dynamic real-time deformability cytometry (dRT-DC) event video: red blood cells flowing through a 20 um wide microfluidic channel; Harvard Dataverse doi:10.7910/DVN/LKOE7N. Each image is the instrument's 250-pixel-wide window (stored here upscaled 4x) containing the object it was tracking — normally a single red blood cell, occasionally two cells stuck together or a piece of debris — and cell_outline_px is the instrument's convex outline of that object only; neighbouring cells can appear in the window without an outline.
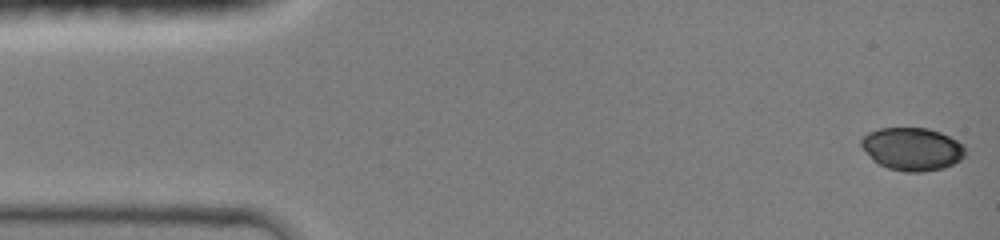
{"species": "common noctule bat (a hibernating species)", "species_latin": "Nyctalus noctula", "temperature_condition": "room temperature", "stored_images_in_passage": 23, "camera_frame_rate_fps": 3000, "um_per_image_px": 0.085, "animal": {"sex": "female", "body_mass_g": 19.0, "forearm_length_mm": 51.5}, "frame": {"image": 1, "passage_image": 1, "time_ms": 0.0, "image_size_px": [1000, 240], "cell_outline_px": [[964, 156], [960, 160], [944, 168], [920, 172], [904, 172], [888, 168], [872, 160], [860, 144], [860, 140], [868, 132], [880, 128], [928, 128], [940, 132], [964, 144]], "centroid_in_image_um": [77.52, 12.66], "position_along_channel_um": 7.5, "area_um2": 25.95}}
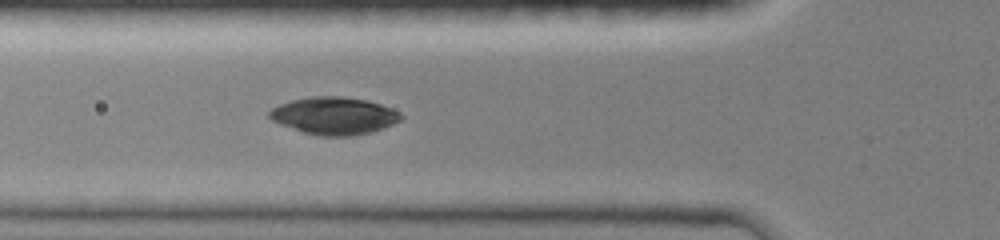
{"frame": {"image": 2, "passage_image": 14, "time_ms": 5.0, "image_size_px": [1000, 240], "cell_outline_px": [[404, 116], [400, 120], [384, 128], [352, 136], [320, 136], [304, 132], [280, 124], [272, 120], [268, 116], [268, 112], [272, 108], [280, 104], [292, 100], [312, 96], [340, 96], [368, 100], [380, 104], [400, 112]], "centroid_in_image_um": [28.4, 9.83], "position_along_channel_um": 97.4, "area_um2": 28.55}}
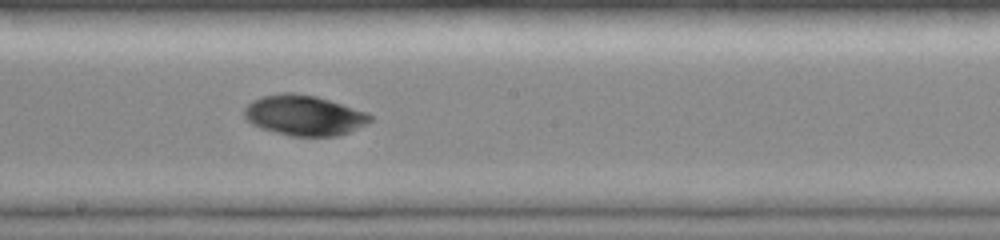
{"frame": {"image": 3, "passage_image": 23, "time_ms": 8.0, "image_size_px": [1000, 240], "cell_outline_px": [[372, 120], [368, 124], [348, 132], [336, 136], [292, 136], [260, 128], [252, 124], [244, 116], [244, 108], [252, 100], [264, 96], [280, 92], [296, 92], [316, 96], [368, 112], [372, 116]], "centroid_in_image_um": [25.86, 9.79], "position_along_channel_um": 222.3, "area_um2": 29.65}}